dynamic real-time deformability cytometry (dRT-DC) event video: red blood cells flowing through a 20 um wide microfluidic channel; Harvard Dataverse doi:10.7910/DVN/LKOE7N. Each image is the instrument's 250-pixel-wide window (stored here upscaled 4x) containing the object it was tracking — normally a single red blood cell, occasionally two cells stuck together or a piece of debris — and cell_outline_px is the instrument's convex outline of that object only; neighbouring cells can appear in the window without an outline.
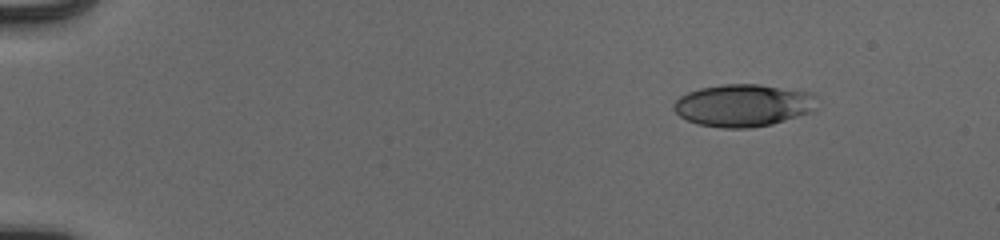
{"species": "human", "species_latin": "Homo sapiens", "temperature_condition": "cold", "stored_images_in_passage": 47, "camera_frame_rate_fps": 3000, "um_per_image_px": 0.085, "donor": {"sex": "male"}, "frame": {"image": 1, "passage_image": 1, "time_ms": 0.0, "image_size_px": [1000, 240], "cell_outline_px": [[816, 108], [812, 112], [772, 124], [748, 128], [720, 128], [696, 124], [680, 116], [672, 108], [672, 104], [680, 96], [688, 92], [700, 88], [724, 84], [760, 84], [812, 92], [816, 96]], "centroid_in_image_um": [63.18, 8.95], "position_along_channel_um": 21.8, "area_um2": 35.66}}
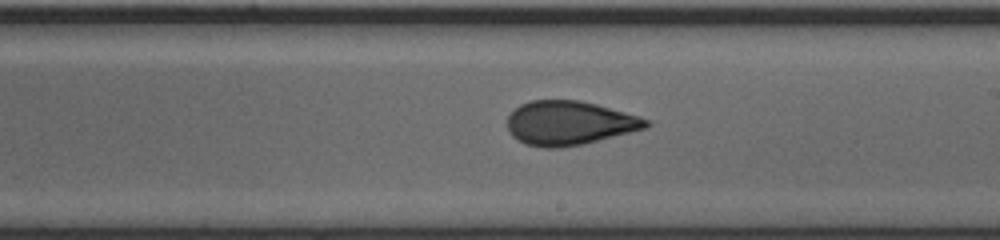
{"frame": {"image": 2, "passage_image": 27, "time_ms": 8.667, "image_size_px": [1000, 240], "cell_outline_px": [[652, 124], [648, 128], [580, 144], [556, 148], [544, 148], [524, 144], [512, 136], [508, 128], [508, 116], [520, 104], [532, 100], [580, 100], [596, 104], [640, 116], [648, 120]], "centroid_in_image_um": [48.4, 10.45], "position_along_channel_um": 240.6, "area_um2": 35.49}}
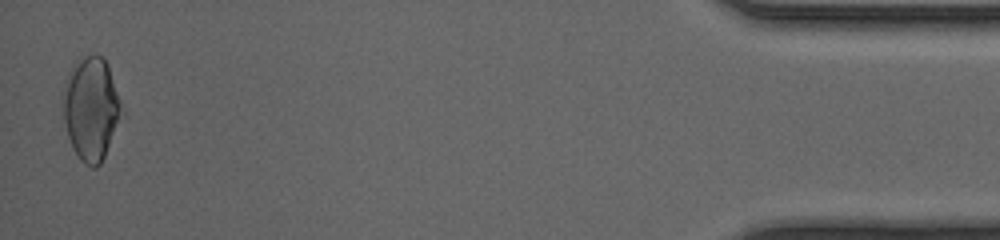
{"frame": {"image": 3, "passage_image": 47, "time_ms": 15.333, "image_size_px": [1000, 240], "cell_outline_px": [[124, 112], [104, 156], [100, 164], [96, 168], [92, 168], [84, 164], [80, 160], [72, 148], [68, 136], [64, 120], [64, 96], [68, 72], [80, 56], [96, 52], [104, 56], [108, 64]], "centroid_in_image_um": [7.76, 9.2], "position_along_channel_um": 427.4, "area_um2": 35.37}, "authors_computed_cell_mechanics": {"area_um2": 35.2002, "velocity_mm_per_s": 3.9608, "shape_relaxation_time_tau1_ms": 10.5503, "shape_relaxation_time_tau2_ms": 1.0644, "deformation_change_tau1": 0.2374, "deformation_change_tau2": 0.0743}}